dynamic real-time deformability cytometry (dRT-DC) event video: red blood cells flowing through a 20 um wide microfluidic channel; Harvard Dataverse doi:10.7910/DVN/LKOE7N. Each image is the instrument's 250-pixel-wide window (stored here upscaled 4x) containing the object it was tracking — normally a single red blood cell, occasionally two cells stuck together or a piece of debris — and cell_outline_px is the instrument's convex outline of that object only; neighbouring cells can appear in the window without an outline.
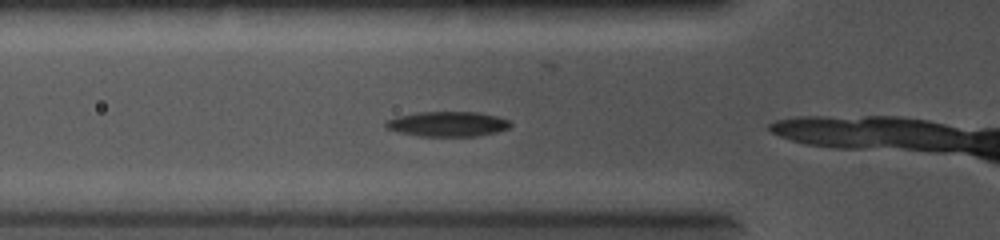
{"species": "common noctule bat (a hibernating species)", "species_latin": "Nyctalus noctula", "temperature_condition": "cold", "stored_images_in_passage": 44, "camera_frame_rate_fps": 5000, "um_per_image_px": 0.085, "animal": {"sex": "female", "body_mass_g": 19.0, "forearm_length_mm": 56.7}, "frame": {"image": 1, "passage_image": 5, "time_ms": 0.8, "image_size_px": [1000, 240], "cell_outline_px": [[512, 124], [508, 128], [496, 132], [476, 136], [420, 136], [400, 132], [384, 128], [384, 124], [388, 120], [396, 116], [416, 112], [480, 112], [496, 116], [508, 120]], "centroid_in_image_um": [38.02, 10.53], "position_along_channel_um": 87.8, "area_um2": 18.15}}
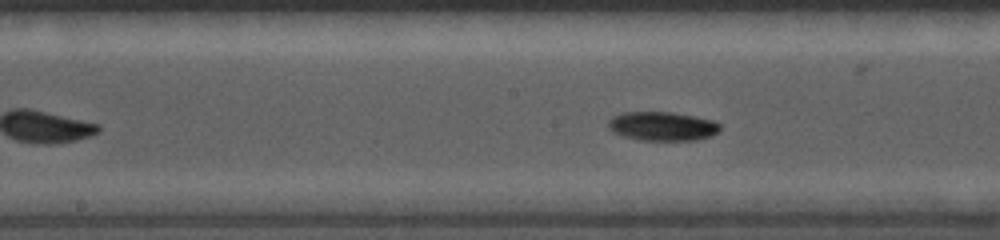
{"frame": {"image": 2, "passage_image": 16, "time_ms": 3.0, "image_size_px": [1000, 240], "cell_outline_px": [[720, 132], [712, 136], [696, 140], [640, 140], [624, 136], [612, 132], [608, 128], [608, 120], [612, 116], [620, 112], [672, 112], [712, 120], [720, 124]], "centroid_in_image_um": [56.28, 10.73], "position_along_channel_um": 191.9, "area_um2": 19.02}}
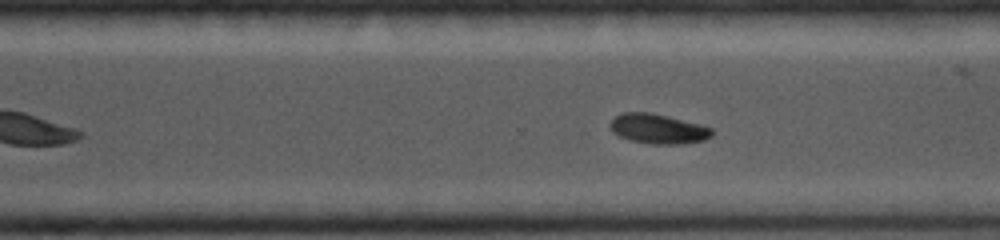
{"frame": {"image": 3, "passage_image": 29, "time_ms": 5.6, "image_size_px": [1000, 240], "cell_outline_px": [[712, 136], [704, 140], [680, 144], [652, 144], [628, 140], [612, 132], [608, 128], [608, 124], [616, 116], [624, 112], [652, 112], [700, 124], [712, 128]], "centroid_in_image_um": [55.9, 10.95], "position_along_channel_um": 314.7, "area_um2": 17.8}}